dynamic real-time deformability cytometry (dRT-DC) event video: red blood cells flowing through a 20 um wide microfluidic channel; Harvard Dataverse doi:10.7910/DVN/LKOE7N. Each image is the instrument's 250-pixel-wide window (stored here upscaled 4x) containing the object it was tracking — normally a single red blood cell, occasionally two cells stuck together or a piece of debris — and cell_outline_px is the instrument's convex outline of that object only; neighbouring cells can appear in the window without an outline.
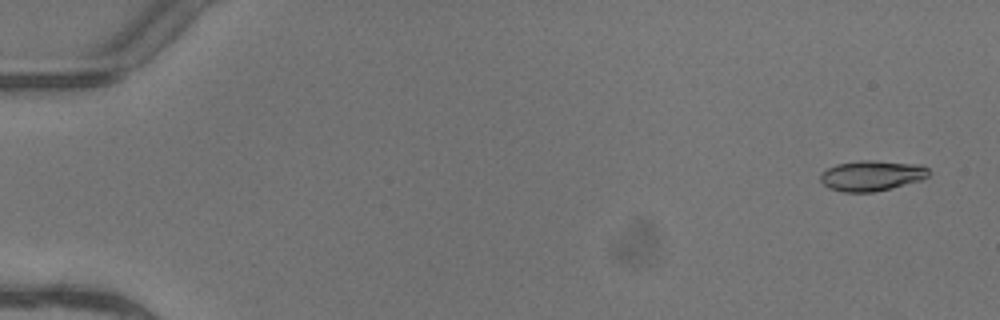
{"species": "common noctule bat (a hibernating species)", "species_latin": "Nyctalus noctula", "temperature_condition": "warm", "stored_images_in_passage": 4, "camera_frame_rate_fps": 3000, "um_per_image_px": 0.085, "animal": {"sex": "female"}, "frame": {"image": 1, "passage_image": 1, "time_ms": 0.0, "image_size_px": [1000, 320], "cell_outline_px": [[932, 172], [928, 176], [920, 180], [892, 188], [872, 192], [844, 192], [828, 188], [820, 180], [820, 172], [836, 164], [860, 160], [868, 160], [920, 164], [928, 168]], "centroid_in_image_um": [74.09, 14.92], "position_along_channel_um": 10.9, "area_um2": 19.31}}